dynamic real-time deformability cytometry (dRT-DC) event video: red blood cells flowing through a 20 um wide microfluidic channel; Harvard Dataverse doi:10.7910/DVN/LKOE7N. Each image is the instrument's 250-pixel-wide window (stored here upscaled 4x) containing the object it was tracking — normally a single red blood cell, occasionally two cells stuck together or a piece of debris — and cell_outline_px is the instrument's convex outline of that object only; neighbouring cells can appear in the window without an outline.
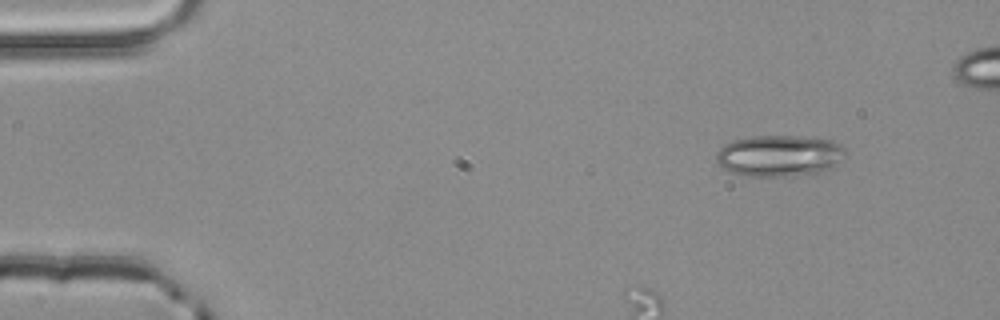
{"species": "common noctule bat (a hibernating species)", "species_latin": "Nyctalus noctula", "temperature_condition": "room temperature", "stored_images_in_passage": 4, "camera_frame_rate_fps": 3000, "um_per_image_px": 0.085, "animal": {"sex": "male", "body_mass_g": 20.4}, "frame": {"image": 1, "passage_image": 1, "time_ms": 0.0, "image_size_px": [1000, 320], "cell_outline_px": [[848, 152], [832, 168], [824, 172], [788, 176], [748, 176], [728, 172], [716, 160], [716, 152], [724, 144], [732, 140], [752, 136], [800, 136], [832, 140], [840, 144]], "centroid_in_image_um": [66.25, 13.23], "position_along_channel_um": 18.7, "area_um2": 31.44}}